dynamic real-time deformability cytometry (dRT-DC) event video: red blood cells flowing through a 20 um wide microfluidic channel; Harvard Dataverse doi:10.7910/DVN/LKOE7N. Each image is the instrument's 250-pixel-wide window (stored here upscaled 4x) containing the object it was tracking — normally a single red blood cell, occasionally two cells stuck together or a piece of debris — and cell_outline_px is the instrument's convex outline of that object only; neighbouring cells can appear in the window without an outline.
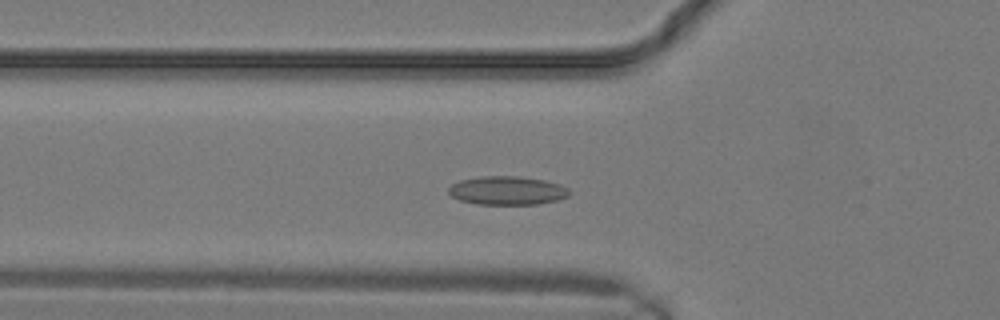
{"species": "common noctule bat (a hibernating species)", "species_latin": "Nyctalus noctula", "temperature_condition": "warm", "stored_images_in_passage": 7, "camera_frame_rate_fps": 3000, "um_per_image_px": 0.085, "animal": {"sex": "male", "body_mass_g": 19.2, "forearm_length_mm": 51.8}, "frame": {"image": 1, "passage_image": 5, "time_ms": 1.333, "image_size_px": [1000, 320], "cell_outline_px": [[568, 196], [556, 200], [536, 204], [476, 204], [460, 200], [452, 196], [448, 192], [448, 188], [452, 184], [460, 180], [480, 176], [520, 176], [544, 180], [560, 184], [568, 188]], "centroid_in_image_um": [43.09, 16.19], "position_along_channel_um": 82.7, "area_um2": 20.06}}
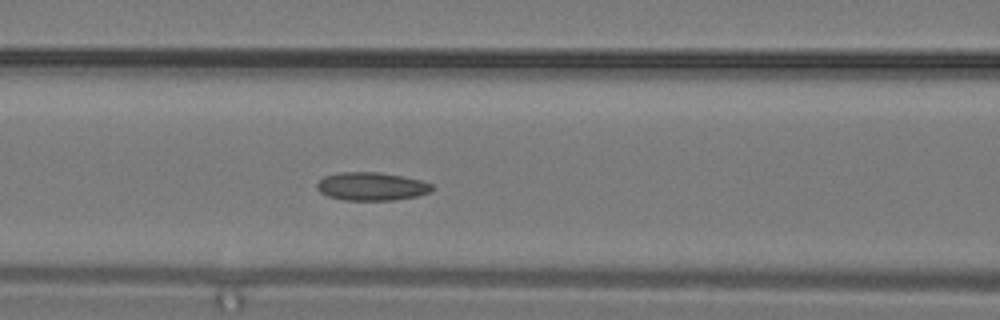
{"frame": {"image": 2, "passage_image": 7, "time_ms": 2.0, "image_size_px": [1000, 320], "cell_outline_px": [[432, 192], [416, 196], [392, 200], [344, 200], [328, 196], [320, 192], [316, 188], [316, 184], [324, 176], [340, 172], [380, 172], [404, 176], [420, 180], [432, 184]], "centroid_in_image_um": [31.57, 15.84], "position_along_channel_um": 135.0, "area_um2": 18.96}}